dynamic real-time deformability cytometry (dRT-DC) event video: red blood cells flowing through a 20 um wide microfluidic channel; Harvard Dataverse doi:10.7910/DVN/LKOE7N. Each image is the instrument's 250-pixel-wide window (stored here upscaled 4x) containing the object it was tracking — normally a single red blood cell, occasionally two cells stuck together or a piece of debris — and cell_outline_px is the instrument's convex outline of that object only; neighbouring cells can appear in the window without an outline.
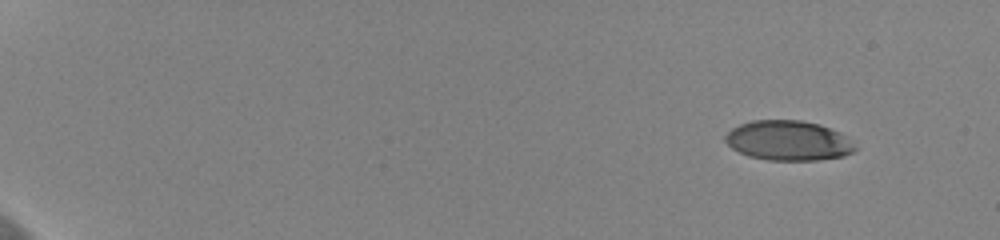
{"species": "human", "species_latin": "Homo sapiens", "temperature_condition": "cold", "stored_images_in_passage": 11, "camera_frame_rate_fps": 3000, "um_per_image_px": 0.085, "donor": {"sex": "female"}, "frame": {"image": 1, "passage_image": 1, "time_ms": 0.0, "image_size_px": [1000, 240], "cell_outline_px": [[856, 148], [852, 152], [844, 156], [816, 160], [768, 160], [748, 156], [732, 148], [724, 140], [724, 136], [732, 128], [740, 124], [752, 120], [800, 120], [820, 124], [840, 132], [856, 140]], "centroid_in_image_um": [67.05, 11.94], "position_along_channel_um": 17.9, "area_um2": 30.46}}